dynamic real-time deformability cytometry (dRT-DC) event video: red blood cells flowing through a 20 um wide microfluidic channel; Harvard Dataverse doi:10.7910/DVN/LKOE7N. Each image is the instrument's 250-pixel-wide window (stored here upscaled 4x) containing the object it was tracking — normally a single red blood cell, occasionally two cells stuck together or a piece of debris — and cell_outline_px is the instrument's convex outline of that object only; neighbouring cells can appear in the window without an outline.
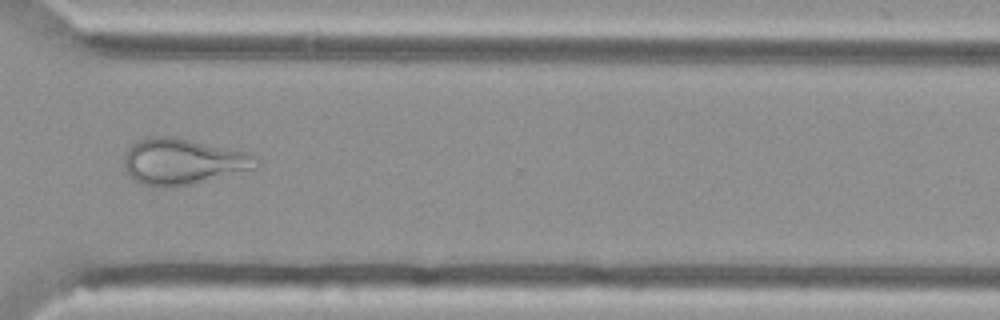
{"species": "Egyptian fruit bat (a non-hibernating species)", "species_latin": "Rousettus aegyptiacus", "temperature_condition": "cold", "stored_images_in_passage": 40, "camera_frame_rate_fps": 3000, "um_per_image_px": 0.085, "animal": {"sex": "female"}, "frame": {"image": 1, "passage_image": 29, "time_ms": 9.333, "image_size_px": [1000, 320], "cell_outline_px": [[264, 164], [260, 168], [192, 184], [164, 188], [156, 188], [140, 184], [128, 172], [124, 164], [124, 156], [128, 148], [136, 140], [152, 136], [172, 136], [248, 152], [260, 156]], "centroid_in_image_um": [15.64, 13.74], "position_along_channel_um": 355.0, "area_um2": 36.18}}